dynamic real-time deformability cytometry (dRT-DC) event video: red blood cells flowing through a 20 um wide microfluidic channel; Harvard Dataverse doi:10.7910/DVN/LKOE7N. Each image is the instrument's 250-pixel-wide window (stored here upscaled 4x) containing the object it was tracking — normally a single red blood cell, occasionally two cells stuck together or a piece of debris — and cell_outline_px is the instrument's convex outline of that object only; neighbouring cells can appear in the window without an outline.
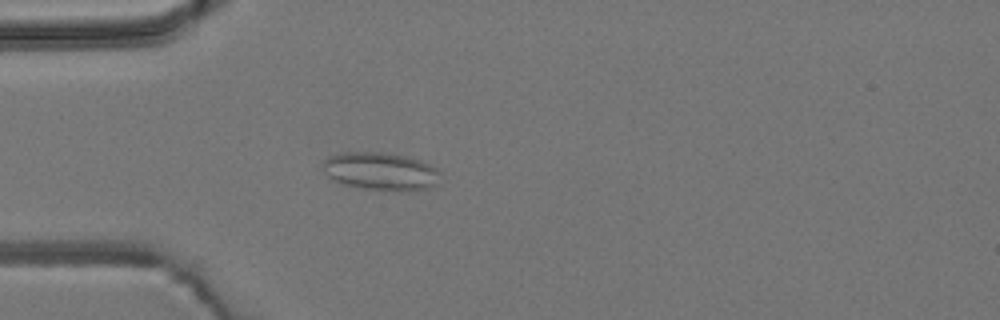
{"species": "common noctule bat (a hibernating species)", "species_latin": "Nyctalus noctula", "temperature_condition": "room temperature", "stored_images_in_passage": 3, "camera_frame_rate_fps": 3000, "um_per_image_px": 0.085, "animal": {"sex": "male", "body_mass_g": 19.2, "forearm_length_mm": 51.8}, "frame": {"image": 1, "passage_image": 3, "time_ms": 2.667, "image_size_px": [1000, 320], "cell_outline_px": [[440, 184], [428, 188], [412, 192], [396, 192], [364, 188], [340, 184], [328, 176], [324, 172], [324, 160], [328, 156], [344, 152], [380, 152], [404, 156], [420, 160], [436, 168], [440, 172]], "centroid_in_image_um": [32.4, 14.59], "position_along_channel_um": 52.6, "area_um2": 26.36}}